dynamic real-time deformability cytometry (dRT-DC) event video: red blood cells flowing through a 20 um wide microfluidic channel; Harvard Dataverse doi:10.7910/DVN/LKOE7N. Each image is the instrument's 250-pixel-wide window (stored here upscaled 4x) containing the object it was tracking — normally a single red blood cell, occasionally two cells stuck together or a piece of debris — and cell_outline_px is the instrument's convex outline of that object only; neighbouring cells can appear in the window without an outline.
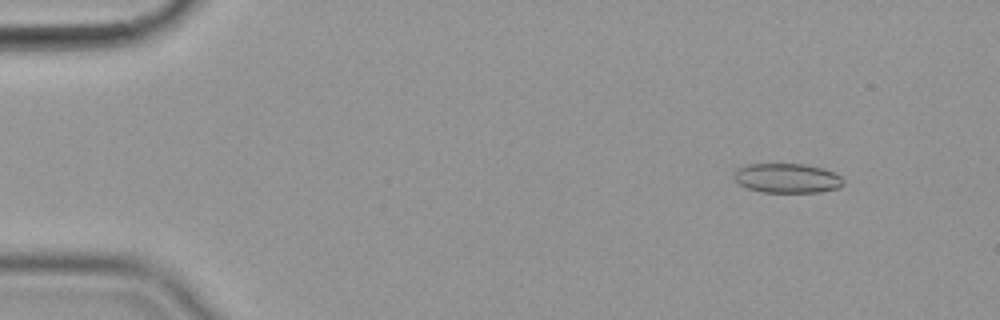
{"species": "common noctule bat (a hibernating species)", "species_latin": "Nyctalus noctula", "temperature_condition": "cold", "stored_images_in_passage": 56, "camera_frame_rate_fps": 3000, "um_per_image_px": 0.085, "animal": {"sex": "female", "body_mass_g": 19.9}, "frame": {"image": 1, "passage_image": 6, "time_ms": 1.667, "image_size_px": [1000, 320], "cell_outline_px": [[844, 184], [840, 188], [820, 192], [760, 192], [748, 188], [740, 184], [736, 180], [736, 168], [748, 164], [804, 164], [820, 168], [832, 172], [840, 176], [844, 180]], "centroid_in_image_um": [66.93, 15.15], "position_along_channel_um": 18.1, "area_um2": 18.67}}
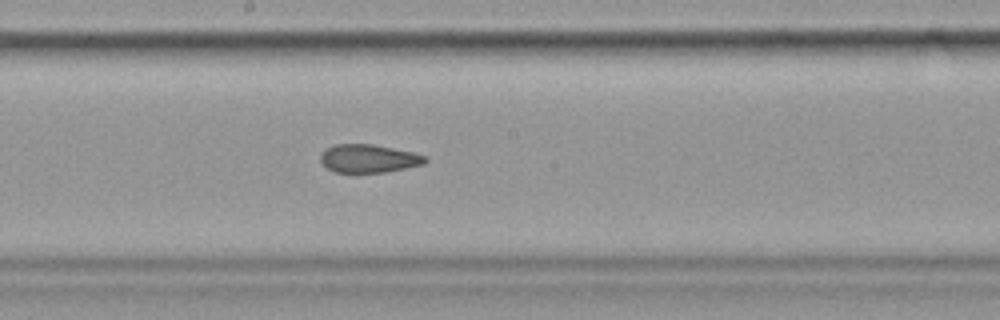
{"frame": {"image": 2, "passage_image": 31, "time_ms": 10.0, "image_size_px": [1000, 320], "cell_outline_px": [[428, 160], [424, 164], [384, 172], [336, 172], [328, 168], [320, 160], [320, 152], [324, 148], [336, 144], [372, 144], [412, 152], [428, 156]], "centroid_in_image_um": [31.32, 13.46], "position_along_channel_um": 216.9, "area_um2": 17.17}}
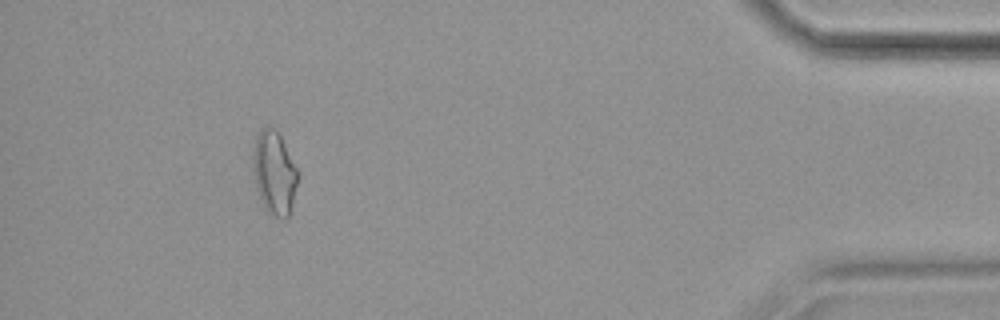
{"frame": {"image": 3, "passage_image": 52, "time_ms": 17.0, "image_size_px": [1000, 320], "cell_outline_px": [[300, 172], [288, 216], [284, 220], [268, 212], [260, 200], [256, 188], [252, 168], [252, 156], [256, 136], [260, 128], [268, 124], [276, 128]], "centroid_in_image_um": [23.3, 14.62], "position_along_channel_um": 411.9, "area_um2": 22.14}, "authors_computed_cell_mechanics": {"area_um2": 18.7272, "velocity_mm_per_s": 3.5766, "shape_relaxation_time_tau1_ms": null, "shape_relaxation_time_tau2_ms": 2.4961, "deformation_change_tau1": null, "deformation_change_tau2": 0.1054}}